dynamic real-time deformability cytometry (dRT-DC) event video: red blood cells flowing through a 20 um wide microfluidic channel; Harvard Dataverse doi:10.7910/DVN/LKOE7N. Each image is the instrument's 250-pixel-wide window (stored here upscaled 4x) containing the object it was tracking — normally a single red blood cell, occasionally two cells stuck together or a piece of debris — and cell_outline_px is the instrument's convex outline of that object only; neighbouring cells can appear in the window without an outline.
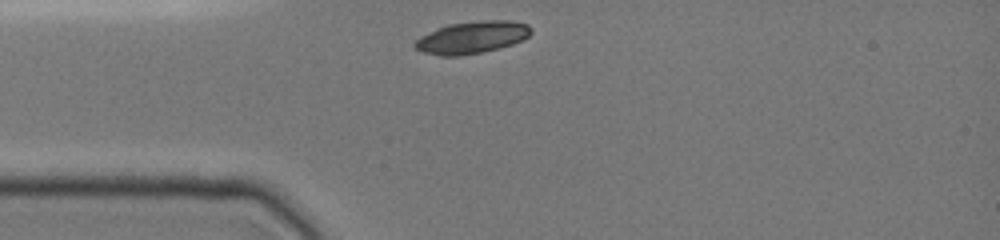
{"species": "common noctule bat (a hibernating species)", "species_latin": "Nyctalus noctula", "temperature_condition": "cold", "stored_images_in_passage": 34, "camera_frame_rate_fps": 3000, "um_per_image_px": 0.085, "animal": {"sex": "female", "body_mass_g": 19.0, "forearm_length_mm": 51.5}, "frame": {"image": 1, "passage_image": 1, "time_ms": 0.0, "image_size_px": [1000, 240], "cell_outline_px": [[532, 32], [528, 36], [512, 44], [500, 48], [460, 56], [440, 56], [424, 52], [416, 48], [412, 44], [420, 36], [448, 24], [484, 20], [508, 20], [528, 24], [532, 28]], "centroid_in_image_um": [40.12, 3.17], "position_along_channel_um": 44.9, "area_um2": 21.68}}
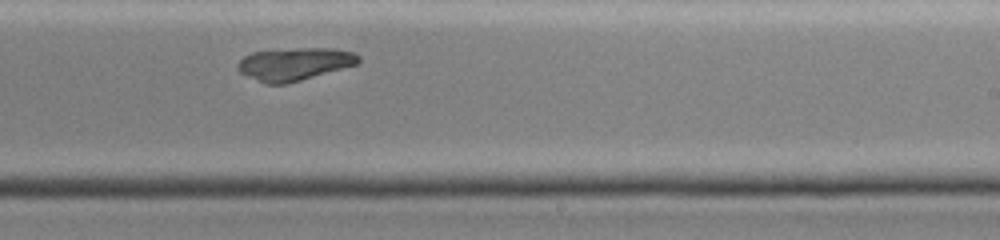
{"frame": {"image": 2, "passage_image": 16, "time_ms": 6.0, "image_size_px": [1000, 240], "cell_outline_px": [[360, 64], [300, 80], [284, 84], [264, 84], [240, 72], [236, 68], [236, 64], [244, 56], [252, 52], [296, 48], [332, 48], [352, 52], [360, 56]], "centroid_in_image_um": [25.04, 5.44], "position_along_channel_um": 264.0, "area_um2": 23.06}}
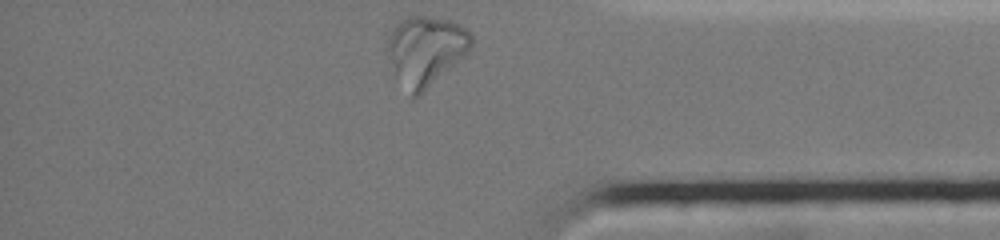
{"frame": {"image": 3, "passage_image": 34, "time_ms": 9.667, "image_size_px": [1000, 240], "cell_outline_px": [[472, 48], [464, 56], [420, 96], [412, 96], [396, 76], [388, 48], [388, 36], [396, 24], [400, 20], [408, 16], [424, 16], [448, 20], [460, 24], [468, 28], [472, 32]], "centroid_in_image_um": [36.24, 4.27], "position_along_channel_um": 399.0, "area_um2": 33.58}, "authors_computed_cell_mechanics": {"area_um2": 23.4957, "velocity_mm_per_s": 3.8521, "shape_relaxation_time_tau1_ms": null, "shape_relaxation_time_tau2_ms": 8.2135, "deformation_change_tau1": null, "deformation_change_tau2": 0.2311}}